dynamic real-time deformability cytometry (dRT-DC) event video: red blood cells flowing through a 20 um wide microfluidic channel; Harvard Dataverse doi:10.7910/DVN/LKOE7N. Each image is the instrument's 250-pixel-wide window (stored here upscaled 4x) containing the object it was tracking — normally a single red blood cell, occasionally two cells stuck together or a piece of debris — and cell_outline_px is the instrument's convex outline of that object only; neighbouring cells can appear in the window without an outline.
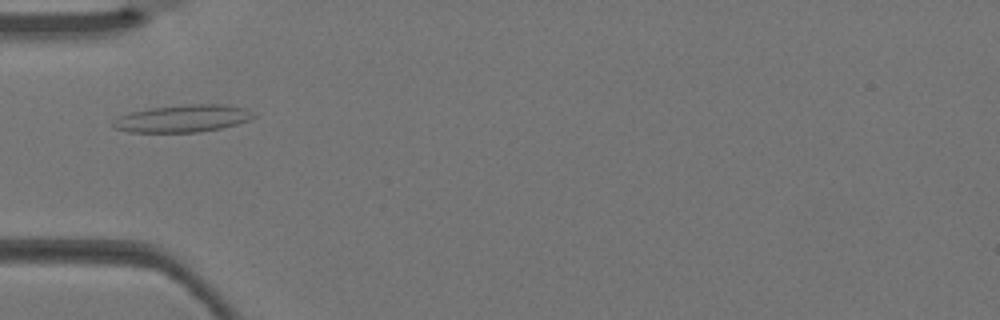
{"species": "Egyptian fruit bat (a non-hibernating species)", "species_latin": "Rousettus aegyptiacus", "temperature_condition": "warm", "stored_images_in_passage": 4, "camera_frame_rate_fps": 3000, "um_per_image_px": 0.085, "animal": {"sex": "female"}, "frame": {"image": 1, "passage_image": 4, "time_ms": 1.0, "image_size_px": [1000, 320], "cell_outline_px": [[256, 116], [248, 120], [236, 124], [220, 128], [200, 132], [128, 132], [112, 128], [112, 124], [120, 116], [132, 112], [152, 108], [192, 104], [224, 104], [244, 108], [252, 112]], "centroid_in_image_um": [15.54, 10.08], "position_along_channel_um": 69.5, "area_um2": 22.08}}